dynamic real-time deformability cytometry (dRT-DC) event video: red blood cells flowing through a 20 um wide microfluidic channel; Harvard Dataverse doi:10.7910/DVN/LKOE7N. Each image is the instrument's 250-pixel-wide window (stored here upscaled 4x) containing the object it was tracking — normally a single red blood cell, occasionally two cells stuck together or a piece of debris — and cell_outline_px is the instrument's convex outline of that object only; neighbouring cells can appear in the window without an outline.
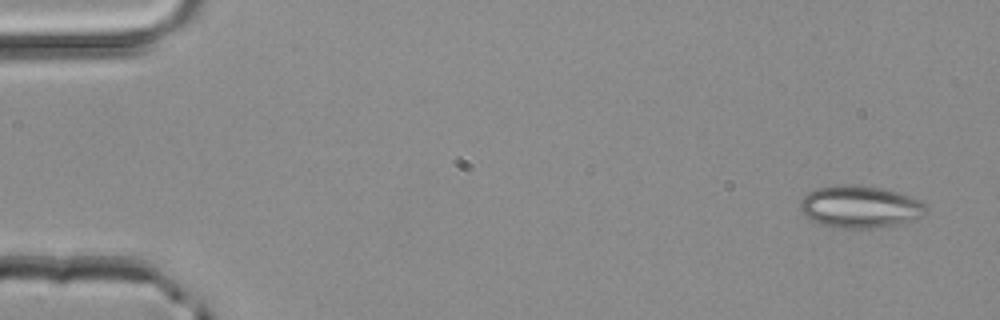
{"species": "common noctule bat (a hibernating species)", "species_latin": "Nyctalus noctula", "temperature_condition": "room temperature", "stored_images_in_passage": 4, "camera_frame_rate_fps": 3000, "um_per_image_px": 0.085, "animal": {"sex": "male", "body_mass_g": 20.4}, "frame": {"image": 1, "passage_image": 1, "time_ms": 0.0, "image_size_px": [1000, 320], "cell_outline_px": [[928, 208], [924, 216], [916, 220], [876, 228], [836, 228], [812, 220], [804, 216], [800, 212], [800, 200], [808, 192], [816, 188], [840, 184], [852, 184], [880, 188], [896, 192], [920, 200]], "centroid_in_image_um": [73.09, 17.58], "position_along_channel_um": 11.9, "area_um2": 31.1}}
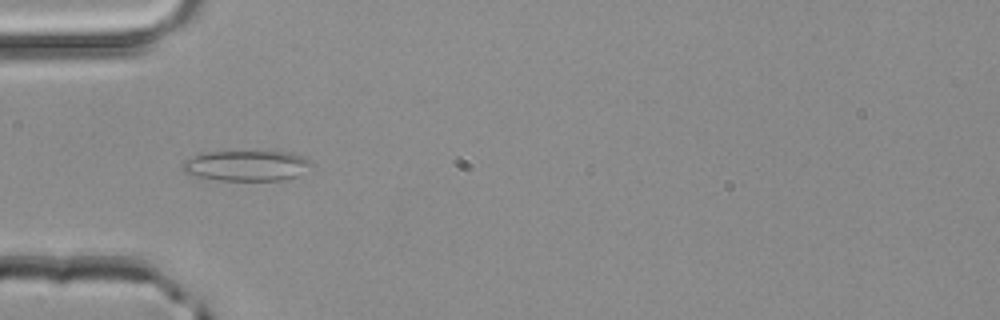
{"frame": {"image": 2, "passage_image": 4, "time_ms": 1.0, "image_size_px": [1000, 320], "cell_outline_px": [[316, 164], [296, 176], [280, 180], [220, 180], [196, 176], [184, 172], [180, 168], [180, 164], [184, 160], [204, 152], [292, 152], [304, 156], [312, 160]], "centroid_in_image_um": [20.97, 14.07], "position_along_channel_um": 64.0, "area_um2": 23.0}}